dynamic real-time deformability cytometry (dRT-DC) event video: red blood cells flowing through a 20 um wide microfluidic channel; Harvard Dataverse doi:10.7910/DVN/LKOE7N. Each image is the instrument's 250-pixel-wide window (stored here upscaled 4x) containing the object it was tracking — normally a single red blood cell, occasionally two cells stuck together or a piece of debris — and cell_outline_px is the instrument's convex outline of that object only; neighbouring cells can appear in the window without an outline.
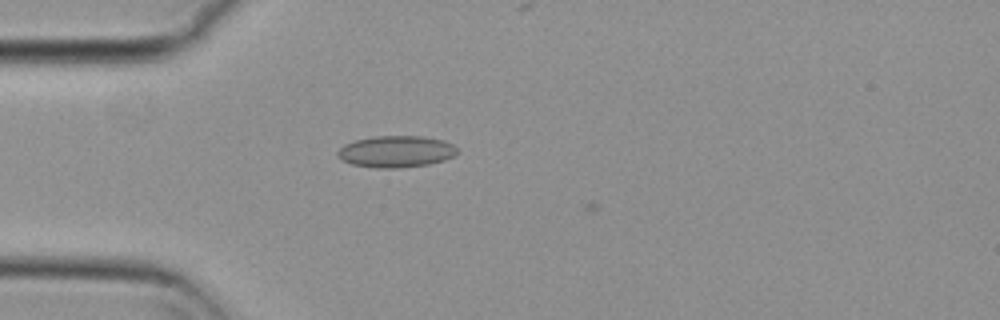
{"species": "common noctule bat (a hibernating species)", "species_latin": "Nyctalus noctula", "temperature_condition": "cold", "stored_images_in_passage": 52, "camera_frame_rate_fps": 3000, "um_per_image_px": 0.085, "animal": {"sex": "female", "body_mass_g": 29.2, "forearm_length_mm": 56.3}, "frame": {"image": 1, "passage_image": 17, "time_ms": 5.333, "image_size_px": [1000, 320], "cell_outline_px": [[456, 156], [444, 160], [428, 164], [392, 168], [380, 168], [352, 164], [344, 160], [336, 152], [344, 144], [356, 140], [376, 136], [424, 136], [444, 140], [452, 144], [456, 148]], "centroid_in_image_um": [33.7, 12.87], "position_along_channel_um": 51.3, "area_um2": 21.79}}
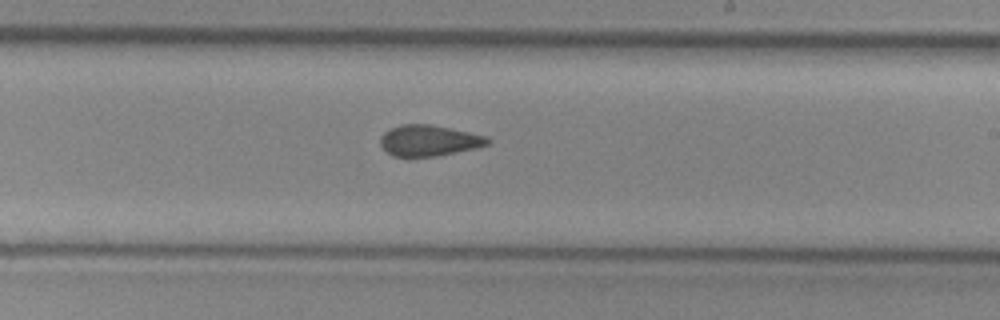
{"frame": {"image": 2, "passage_image": 34, "time_ms": 11.0, "image_size_px": [1000, 320], "cell_outline_px": [[492, 140], [488, 144], [476, 148], [436, 156], [408, 160], [392, 156], [380, 144], [380, 136], [384, 132], [400, 124], [432, 124], [488, 136]], "centroid_in_image_um": [36.44, 11.98], "position_along_channel_um": 252.6, "area_um2": 20.0}}
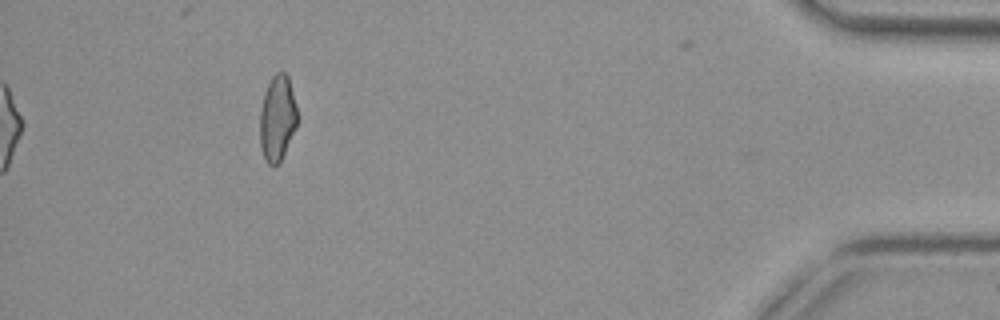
{"frame": {"image": 3, "passage_image": 52, "time_ms": 17.0, "image_size_px": [1000, 320], "cell_outline_px": [[296, 128], [280, 160], [272, 168], [264, 160], [260, 144], [260, 112], [264, 92], [272, 76], [276, 72], [284, 72], [288, 76], [296, 108]], "centroid_in_image_um": [23.55, 10.06], "position_along_channel_um": 411.7, "area_um2": 18.44}, "authors_computed_cell_mechanics": {"area_um2": 19.363, "velocity_mm_per_s": 3.722, "shape_relaxation_time_tau1_ms": null, "shape_relaxation_time_tau2_ms": 3.0055, "deformation_change_tau1": null, "deformation_change_tau2": 0.0858}}